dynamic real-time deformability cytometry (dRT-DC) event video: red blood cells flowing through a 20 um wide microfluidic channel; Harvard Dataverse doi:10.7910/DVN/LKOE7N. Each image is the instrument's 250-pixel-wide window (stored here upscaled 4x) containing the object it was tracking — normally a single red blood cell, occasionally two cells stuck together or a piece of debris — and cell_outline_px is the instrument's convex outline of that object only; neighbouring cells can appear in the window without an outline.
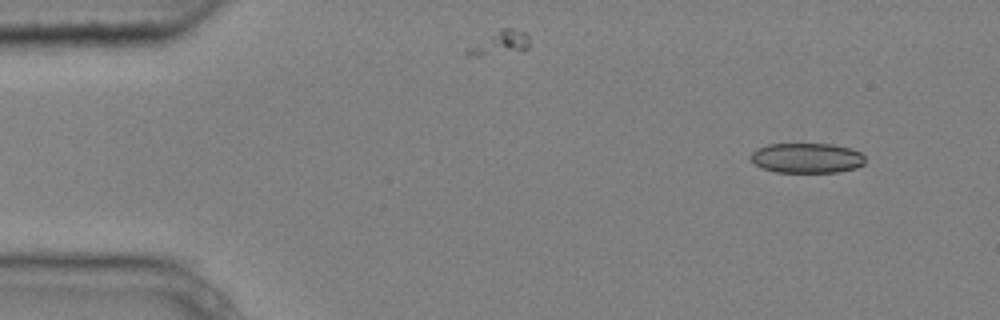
{"species": "common noctule bat (a hibernating species)", "species_latin": "Nyctalus noctula", "temperature_condition": "cold", "stored_images_in_passage": 4, "camera_frame_rate_fps": 3000, "um_per_image_px": 0.085, "animal": {"sex": "male", "body_mass_g": 20.4}, "frame": {"image": 1, "passage_image": 1, "time_ms": 0.0, "image_size_px": [1000, 320], "cell_outline_px": [[864, 164], [856, 168], [836, 172], [776, 172], [760, 168], [748, 156], [756, 148], [768, 144], [832, 144], [852, 148], [860, 152], [864, 156]], "centroid_in_image_um": [68.56, 13.43], "position_along_channel_um": 16.4, "area_um2": 20.17}}